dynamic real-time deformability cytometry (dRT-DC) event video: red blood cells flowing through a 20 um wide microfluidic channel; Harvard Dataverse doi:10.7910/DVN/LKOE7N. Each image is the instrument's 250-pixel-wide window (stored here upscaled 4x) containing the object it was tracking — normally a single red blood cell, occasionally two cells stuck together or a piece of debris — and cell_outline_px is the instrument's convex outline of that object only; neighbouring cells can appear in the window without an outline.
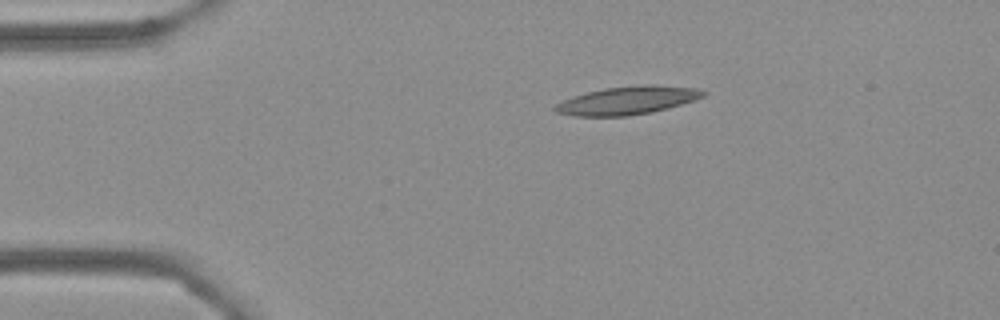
{"species": "Egyptian fruit bat (a non-hibernating species)", "species_latin": "Rousettus aegyptiacus", "temperature_condition": "cold", "stored_images_in_passage": 9, "camera_frame_rate_fps": 3000, "um_per_image_px": 0.085, "frame": {"image": 1, "passage_image": 1, "time_ms": 0.0, "image_size_px": [1000, 320], "cell_outline_px": [[708, 92], [704, 96], [668, 108], [652, 112], [628, 116], [572, 116], [556, 112], [552, 108], [556, 104], [572, 96], [604, 88], [644, 84], [652, 84], [696, 88]], "centroid_in_image_um": [53.31, 8.53], "position_along_channel_um": 31.7, "area_um2": 24.28}}
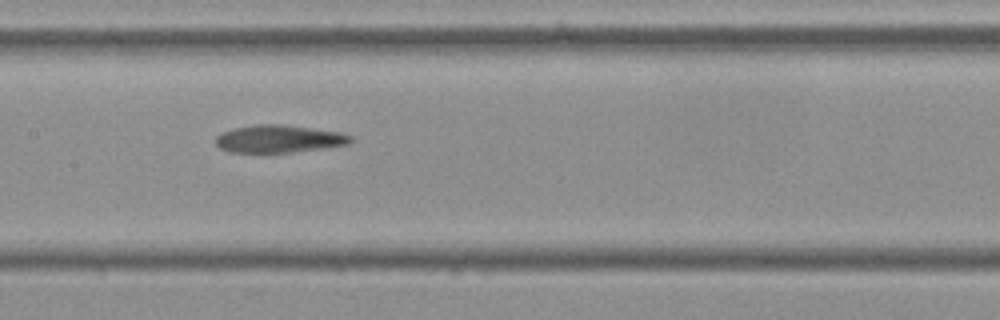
{"frame": {"image": 2, "passage_image": 6, "time_ms": 1.667, "image_size_px": [1000, 320], "cell_outline_px": [[352, 140], [348, 144], [324, 148], [292, 152], [228, 152], [220, 148], [216, 144], [216, 136], [220, 132], [232, 128], [256, 124], [280, 124], [312, 128], [340, 132], [352, 136]], "centroid_in_image_um": [23.67, 11.79], "position_along_channel_um": 183.7, "area_um2": 21.73}}
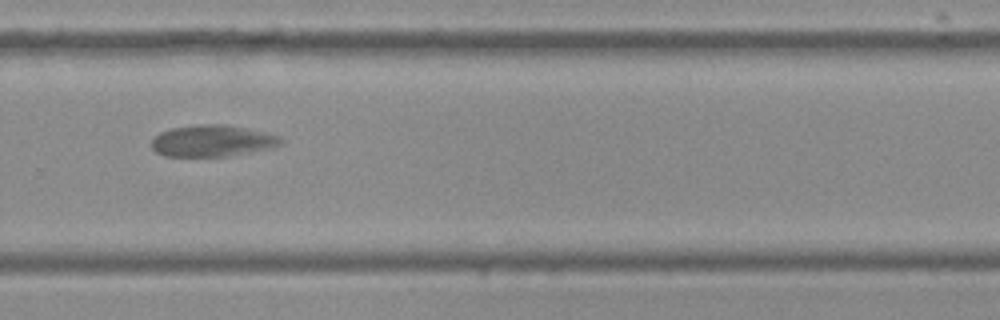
{"frame": {"image": 3, "passage_image": 9, "time_ms": 2.667, "image_size_px": [1000, 320], "cell_outline_px": [[284, 144], [272, 148], [228, 156], [164, 156], [156, 152], [152, 148], [152, 140], [160, 132], [172, 128], [200, 124], [224, 124], [264, 132], [280, 136], [284, 140]], "centroid_in_image_um": [18.08, 11.97], "position_along_channel_um": 311.7, "area_um2": 23.76}}